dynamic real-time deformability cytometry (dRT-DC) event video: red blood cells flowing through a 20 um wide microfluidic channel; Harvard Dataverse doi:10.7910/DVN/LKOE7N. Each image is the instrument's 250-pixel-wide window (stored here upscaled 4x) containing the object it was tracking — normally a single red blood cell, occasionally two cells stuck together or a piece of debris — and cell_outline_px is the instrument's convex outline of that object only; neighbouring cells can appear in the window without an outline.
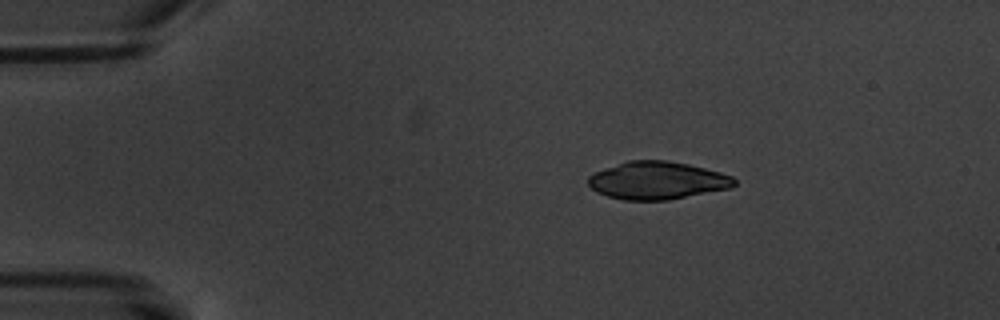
{"species": "common noctule bat (a hibernating species)", "species_latin": "Nyctalus noctula", "temperature_condition": "warm", "stored_images_in_passage": 4, "camera_frame_rate_fps": 3000, "um_per_image_px": 0.085, "animal": {"sex": "male", "body_mass_g": 20.1, "forearm_length_mm": 53.5}, "frame": {"image": 1, "passage_image": 2, "time_ms": 1.333, "image_size_px": [1000, 320], "cell_outline_px": [[736, 184], [732, 188], [668, 200], [624, 200], [608, 196], [596, 192], [588, 184], [588, 176], [596, 172], [628, 160], [664, 160], [688, 164], [720, 172], [732, 176], [736, 180]], "centroid_in_image_um": [55.89, 15.35], "position_along_channel_um": 29.1, "area_um2": 32.02}}